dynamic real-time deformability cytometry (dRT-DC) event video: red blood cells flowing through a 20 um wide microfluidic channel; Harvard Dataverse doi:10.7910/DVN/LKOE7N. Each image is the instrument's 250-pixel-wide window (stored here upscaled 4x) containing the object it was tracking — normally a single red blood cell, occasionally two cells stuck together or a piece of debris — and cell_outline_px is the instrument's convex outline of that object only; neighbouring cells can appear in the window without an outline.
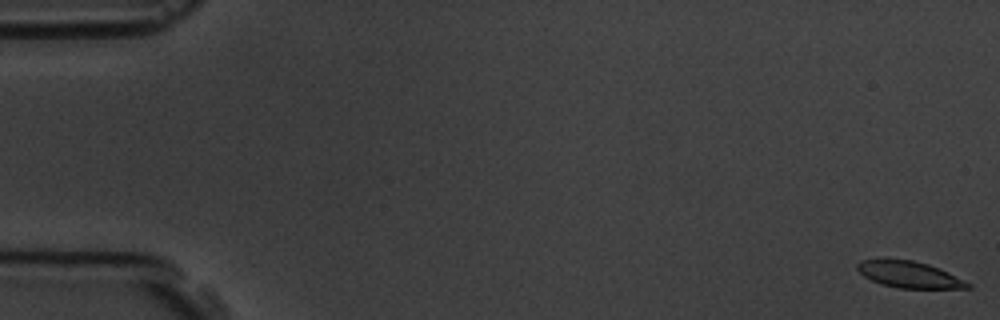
{"species": "common noctule bat (a hibernating species)", "species_latin": "Nyctalus noctula", "temperature_condition": "room temperature", "stored_images_in_passage": 5, "camera_frame_rate_fps": 3000, "um_per_image_px": 0.085, "animal": {"sex": "male", "body_mass_g": 19.5, "forearm_length_mm": 54.6}, "frame": {"image": 1, "passage_image": 1, "time_ms": 0.0, "image_size_px": [1000, 320], "cell_outline_px": [[972, 288], [900, 288], [880, 284], [864, 276], [856, 268], [856, 264], [860, 260], [912, 260], [928, 264], [940, 268], [972, 284]], "centroid_in_image_um": [77.3, 23.35], "position_along_channel_um": 7.7, "area_um2": 16.82}}
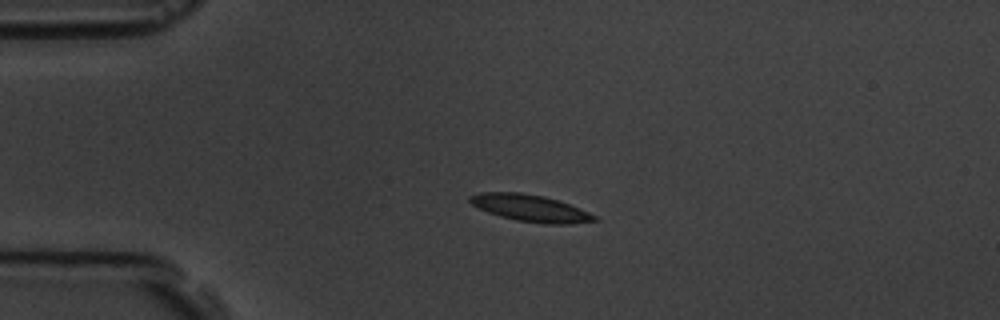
{"frame": {"image": 2, "passage_image": 4, "time_ms": 4.333, "image_size_px": [1000, 320], "cell_outline_px": [[600, 220], [572, 224], [544, 224], [516, 220], [500, 216], [488, 212], [472, 204], [468, 200], [468, 196], [480, 192], [520, 192], [544, 196], [560, 200], [580, 208], [596, 216]], "centroid_in_image_um": [45.11, 17.69], "position_along_channel_um": 39.9, "area_um2": 19.65}}